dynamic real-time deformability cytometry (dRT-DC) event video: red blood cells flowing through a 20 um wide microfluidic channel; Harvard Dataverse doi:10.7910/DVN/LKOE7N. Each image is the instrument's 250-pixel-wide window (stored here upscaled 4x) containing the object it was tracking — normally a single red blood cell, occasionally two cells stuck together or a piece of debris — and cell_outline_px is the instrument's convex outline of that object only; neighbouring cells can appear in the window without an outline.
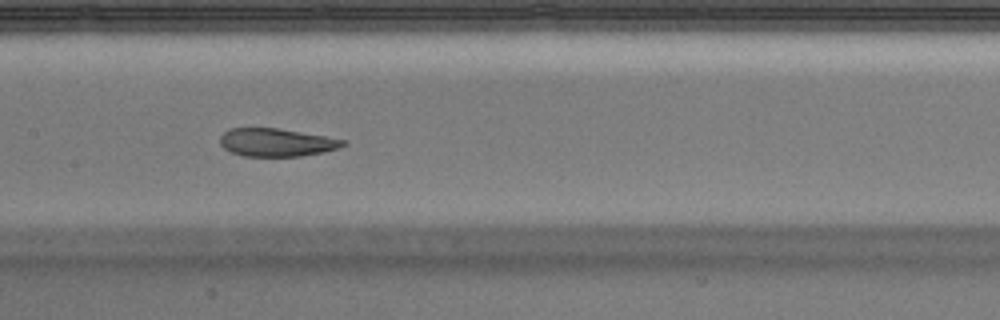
{"species": "Egyptian fruit bat (a non-hibernating species)", "species_latin": "Rousettus aegyptiacus", "temperature_condition": "warm", "stored_images_in_passage": 35, "camera_frame_rate_fps": 3000, "um_per_image_px": 0.085, "animal": {"sex": "male"}, "frame": {"image": 1, "passage_image": 11, "time_ms": 3.333, "image_size_px": [1000, 320], "cell_outline_px": [[348, 144], [324, 152], [300, 156], [244, 156], [232, 152], [224, 148], [220, 144], [220, 136], [228, 128], [276, 128], [348, 140]], "centroid_in_image_um": [23.5, 12.1], "position_along_channel_um": 183.9, "area_um2": 20.0}, "authors_computed_cell_mechanics": {"area_um2": 22.3108, "velocity_mm_per_s": 3.9346, "shape_relaxation_time_tau1_ms": null, "shape_relaxation_time_tau2_ms": 1.4746, "deformation_change_tau1": null, "deformation_change_tau2": 0.0693}}